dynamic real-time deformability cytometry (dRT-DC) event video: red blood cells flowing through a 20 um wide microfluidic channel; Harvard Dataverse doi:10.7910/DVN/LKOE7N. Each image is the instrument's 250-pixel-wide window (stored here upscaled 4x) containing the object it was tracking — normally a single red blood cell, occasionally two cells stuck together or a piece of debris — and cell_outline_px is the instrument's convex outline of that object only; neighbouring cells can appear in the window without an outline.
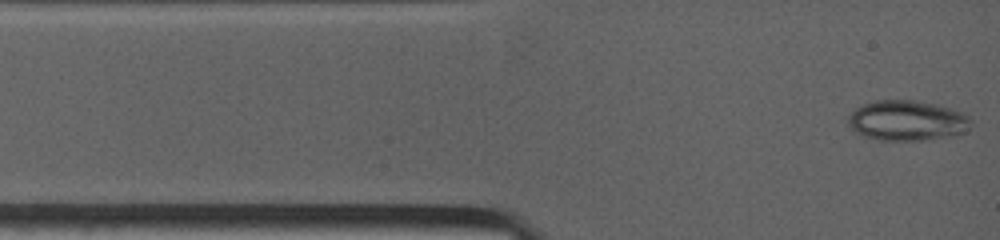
{"species": "common noctule bat (a hibernating species)", "species_latin": "Nyctalus noctula", "temperature_condition": "warm", "stored_images_in_passage": 76, "camera_frame_rate_fps": 4500, "um_per_image_px": 0.085, "animal": {"sex": "female", "body_mass_g": 19.0, "forearm_length_mm": 53.3}, "frame": {"image": 1, "passage_image": 1, "time_ms": 0.0, "image_size_px": [1000, 240], "cell_outline_px": [[972, 124], [964, 132], [956, 136], [928, 140], [880, 140], [864, 136], [856, 132], [848, 124], [848, 116], [856, 108], [864, 104], [876, 100], [912, 100], [936, 104], [960, 112], [968, 116], [972, 120]], "centroid_in_image_um": [77.12, 10.26], "position_along_channel_um": 7.9, "area_um2": 28.84}}
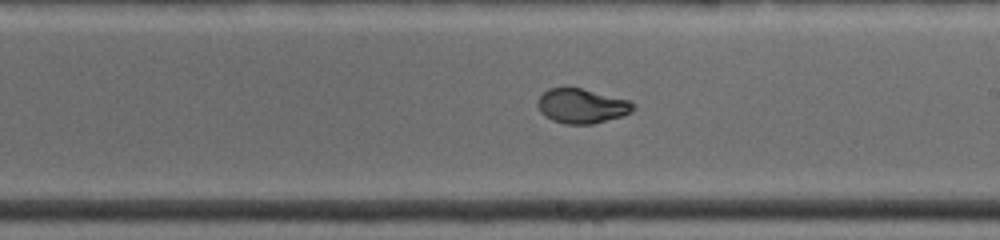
{"frame": {"image": 2, "passage_image": 44, "time_ms": 6.889, "image_size_px": [1000, 240], "cell_outline_px": [[636, 108], [632, 112], [624, 116], [592, 124], [564, 124], [552, 120], [544, 116], [540, 112], [536, 104], [536, 100], [548, 88], [580, 88], [632, 100], [636, 104]], "centroid_in_image_um": [49.48, 9.01], "position_along_channel_um": 239.5, "area_um2": 19.65}}
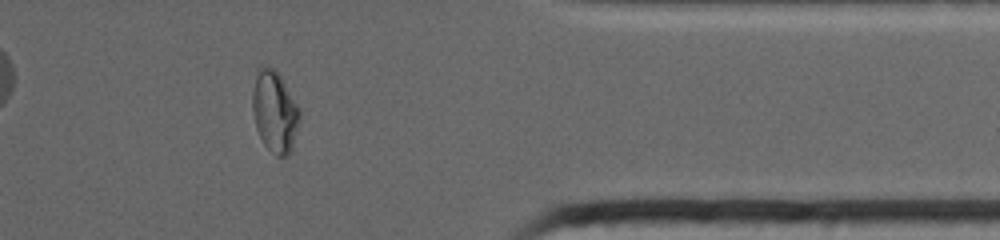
{"frame": {"image": 3, "passage_image": 69, "time_ms": 11.111, "image_size_px": [1000, 240], "cell_outline_px": [[300, 120], [292, 148], [288, 156], [276, 156], [264, 144], [256, 128], [252, 108], [252, 92], [256, 76], [260, 68], [268, 64], [280, 76], [300, 112]], "centroid_in_image_um": [23.34, 9.52], "position_along_channel_um": 388.1, "area_um2": 21.96}}